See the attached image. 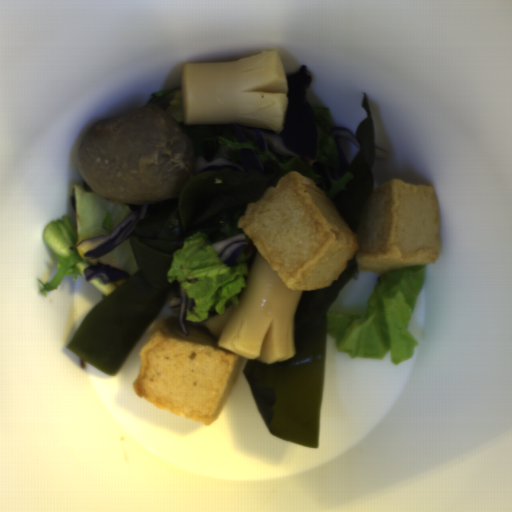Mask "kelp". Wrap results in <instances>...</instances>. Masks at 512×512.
<instances>
[{
	"instance_id": "3",
	"label": "kelp",
	"mask_w": 512,
	"mask_h": 512,
	"mask_svg": "<svg viewBox=\"0 0 512 512\" xmlns=\"http://www.w3.org/2000/svg\"><path fill=\"white\" fill-rule=\"evenodd\" d=\"M361 105L365 115L356 129L355 140L360 151L351 162L352 178L345 189L331 201L354 231L360 227L375 190L372 172L376 163L375 125L365 92Z\"/></svg>"
},
{
	"instance_id": "4",
	"label": "kelp",
	"mask_w": 512,
	"mask_h": 512,
	"mask_svg": "<svg viewBox=\"0 0 512 512\" xmlns=\"http://www.w3.org/2000/svg\"><path fill=\"white\" fill-rule=\"evenodd\" d=\"M285 78L287 107L282 132L277 134L287 147L297 152L298 157L317 159L319 131L307 94L312 74L306 64H301L297 71Z\"/></svg>"
},
{
	"instance_id": "2",
	"label": "kelp",
	"mask_w": 512,
	"mask_h": 512,
	"mask_svg": "<svg viewBox=\"0 0 512 512\" xmlns=\"http://www.w3.org/2000/svg\"><path fill=\"white\" fill-rule=\"evenodd\" d=\"M360 272L357 260L348 259L329 287L303 290L294 320L293 358L263 364L246 357L240 372L271 435L317 448L328 311Z\"/></svg>"
},
{
	"instance_id": "1",
	"label": "kelp",
	"mask_w": 512,
	"mask_h": 512,
	"mask_svg": "<svg viewBox=\"0 0 512 512\" xmlns=\"http://www.w3.org/2000/svg\"><path fill=\"white\" fill-rule=\"evenodd\" d=\"M282 178L247 165L192 172L174 198L136 225L128 241L137 272L90 310L66 349L107 376L118 374L167 300L173 253L203 227L238 221Z\"/></svg>"
}]
</instances>
